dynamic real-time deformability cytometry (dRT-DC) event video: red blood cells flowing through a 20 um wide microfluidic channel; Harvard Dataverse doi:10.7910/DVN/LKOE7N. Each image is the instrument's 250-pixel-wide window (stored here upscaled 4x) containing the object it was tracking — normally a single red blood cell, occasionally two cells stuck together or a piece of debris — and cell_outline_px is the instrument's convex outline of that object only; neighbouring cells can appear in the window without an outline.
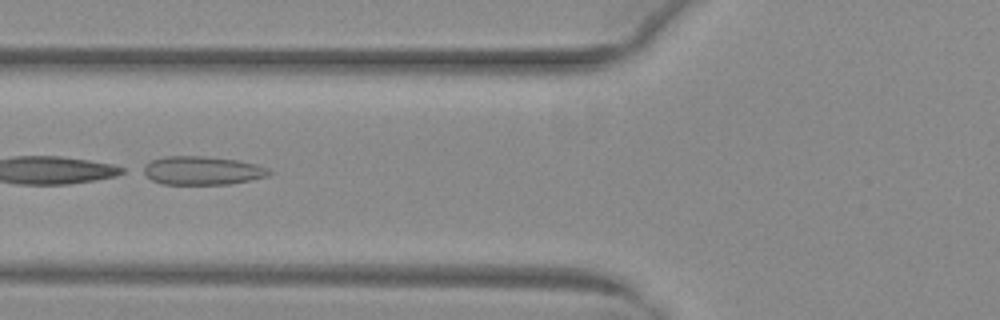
{"species": "common noctule bat (a hibernating species)", "species_latin": "Nyctalus noctula", "temperature_condition": "warm", "stored_images_in_passage": 36, "camera_frame_rate_fps": 3000, "um_per_image_px": 0.085, "animal": {"sex": "female", "body_mass_g": 29.2, "forearm_length_mm": 56.3}, "frame": {"image": 1, "passage_image": 6, "time_ms": 1.667, "image_size_px": [1000, 320], "cell_outline_px": [[272, 172], [268, 176], [228, 184], [160, 184], [152, 180], [140, 172], [136, 168], [152, 160], [164, 156], [204, 156], [236, 160], [256, 164], [268, 168]], "centroid_in_image_um": [17.08, 14.49], "position_along_channel_um": 108.7, "area_um2": 21.15}, "authors_computed_cell_mechanics": {"area_um2": 21.0681, "velocity_mm_per_s": 4.0384, "shape_relaxation_time_tau1_ms": 1.0936, "shape_relaxation_time_tau2_ms": 1.4004, "deformation_change_tau1": 0.2868, "deformation_change_tau2": 0.1151}}